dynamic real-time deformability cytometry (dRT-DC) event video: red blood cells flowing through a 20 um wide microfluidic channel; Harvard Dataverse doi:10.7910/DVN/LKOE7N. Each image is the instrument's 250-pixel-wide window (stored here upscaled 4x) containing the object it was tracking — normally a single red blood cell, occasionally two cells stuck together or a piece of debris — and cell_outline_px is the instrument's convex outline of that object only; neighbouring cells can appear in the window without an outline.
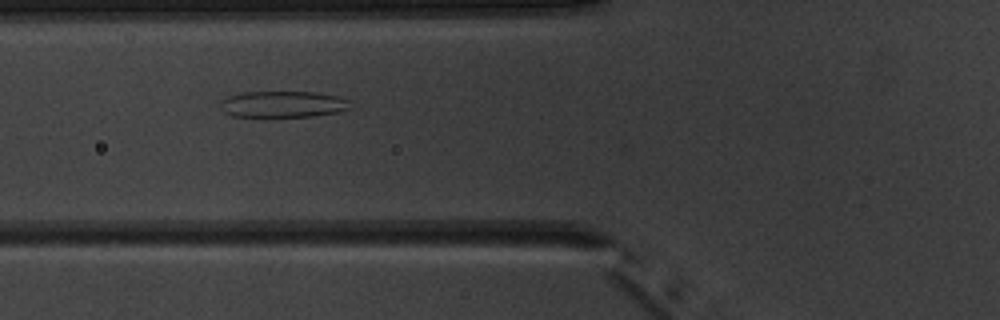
{"species": "common noctule bat (a hibernating species)", "species_latin": "Nyctalus noctula", "temperature_condition": "warm", "stored_images_in_passage": 7, "camera_frame_rate_fps": 3000, "um_per_image_px": 0.085, "animal": {"sex": "male", "body_mass_g": 20.1, "forearm_length_mm": 53.5}, "frame": {"image": 1, "passage_image": 7, "time_ms": 7.667, "image_size_px": [1000, 320], "cell_outline_px": [[352, 108], [336, 112], [312, 116], [232, 116], [224, 112], [220, 108], [220, 100], [228, 96], [244, 92], [316, 92], [336, 96], [348, 100]], "centroid_in_image_um": [24.02, 8.85], "position_along_channel_um": 101.8, "area_um2": 19.83}}